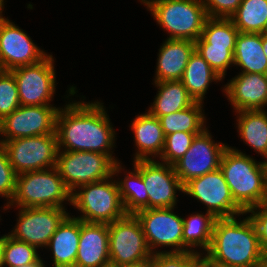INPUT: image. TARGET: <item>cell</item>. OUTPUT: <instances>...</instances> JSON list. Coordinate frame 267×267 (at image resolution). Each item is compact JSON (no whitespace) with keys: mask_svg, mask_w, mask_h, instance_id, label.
Masks as SVG:
<instances>
[{"mask_svg":"<svg viewBox=\"0 0 267 267\" xmlns=\"http://www.w3.org/2000/svg\"><path fill=\"white\" fill-rule=\"evenodd\" d=\"M56 105L20 106L0 121V145L7 140L56 134Z\"/></svg>","mask_w":267,"mask_h":267,"instance_id":"cell-14","label":"cell"},{"mask_svg":"<svg viewBox=\"0 0 267 267\" xmlns=\"http://www.w3.org/2000/svg\"><path fill=\"white\" fill-rule=\"evenodd\" d=\"M158 89L153 103L146 111L159 118L190 107L195 100L180 80L153 82Z\"/></svg>","mask_w":267,"mask_h":267,"instance_id":"cell-23","label":"cell"},{"mask_svg":"<svg viewBox=\"0 0 267 267\" xmlns=\"http://www.w3.org/2000/svg\"><path fill=\"white\" fill-rule=\"evenodd\" d=\"M1 221V216H0ZM0 267H2V235L0 236Z\"/></svg>","mask_w":267,"mask_h":267,"instance_id":"cell-45","label":"cell"},{"mask_svg":"<svg viewBox=\"0 0 267 267\" xmlns=\"http://www.w3.org/2000/svg\"><path fill=\"white\" fill-rule=\"evenodd\" d=\"M82 99L78 102L69 100L57 113L59 151L98 152L110 156L116 163L119 162L113 156L116 131L104 103L98 100L86 102L84 96Z\"/></svg>","mask_w":267,"mask_h":267,"instance_id":"cell-1","label":"cell"},{"mask_svg":"<svg viewBox=\"0 0 267 267\" xmlns=\"http://www.w3.org/2000/svg\"><path fill=\"white\" fill-rule=\"evenodd\" d=\"M262 205L264 207H267V179H266V187H265V197H264V200L262 202Z\"/></svg>","mask_w":267,"mask_h":267,"instance_id":"cell-46","label":"cell"},{"mask_svg":"<svg viewBox=\"0 0 267 267\" xmlns=\"http://www.w3.org/2000/svg\"><path fill=\"white\" fill-rule=\"evenodd\" d=\"M17 173L9 162L6 150L0 145V197L7 201L8 205L15 193Z\"/></svg>","mask_w":267,"mask_h":267,"instance_id":"cell-37","label":"cell"},{"mask_svg":"<svg viewBox=\"0 0 267 267\" xmlns=\"http://www.w3.org/2000/svg\"><path fill=\"white\" fill-rule=\"evenodd\" d=\"M227 147L225 143L213 140L207 126L202 133L195 136L188 151L173 165L181 184L184 186L191 179L218 170Z\"/></svg>","mask_w":267,"mask_h":267,"instance_id":"cell-16","label":"cell"},{"mask_svg":"<svg viewBox=\"0 0 267 267\" xmlns=\"http://www.w3.org/2000/svg\"><path fill=\"white\" fill-rule=\"evenodd\" d=\"M262 47L263 52L267 58V33H262Z\"/></svg>","mask_w":267,"mask_h":267,"instance_id":"cell-43","label":"cell"},{"mask_svg":"<svg viewBox=\"0 0 267 267\" xmlns=\"http://www.w3.org/2000/svg\"><path fill=\"white\" fill-rule=\"evenodd\" d=\"M20 106L15 77L10 71H0V121Z\"/></svg>","mask_w":267,"mask_h":267,"instance_id":"cell-35","label":"cell"},{"mask_svg":"<svg viewBox=\"0 0 267 267\" xmlns=\"http://www.w3.org/2000/svg\"><path fill=\"white\" fill-rule=\"evenodd\" d=\"M223 85L233 112L263 110L267 106V74L239 72Z\"/></svg>","mask_w":267,"mask_h":267,"instance_id":"cell-18","label":"cell"},{"mask_svg":"<svg viewBox=\"0 0 267 267\" xmlns=\"http://www.w3.org/2000/svg\"><path fill=\"white\" fill-rule=\"evenodd\" d=\"M1 145L17 174L56 166L59 151L57 134L16 138L4 141Z\"/></svg>","mask_w":267,"mask_h":267,"instance_id":"cell-8","label":"cell"},{"mask_svg":"<svg viewBox=\"0 0 267 267\" xmlns=\"http://www.w3.org/2000/svg\"><path fill=\"white\" fill-rule=\"evenodd\" d=\"M258 267H267V255L264 256L263 260L258 265Z\"/></svg>","mask_w":267,"mask_h":267,"instance_id":"cell-47","label":"cell"},{"mask_svg":"<svg viewBox=\"0 0 267 267\" xmlns=\"http://www.w3.org/2000/svg\"><path fill=\"white\" fill-rule=\"evenodd\" d=\"M68 203H67V202ZM71 205V192L55 167L17 175L15 193L3 211L13 207L37 208Z\"/></svg>","mask_w":267,"mask_h":267,"instance_id":"cell-5","label":"cell"},{"mask_svg":"<svg viewBox=\"0 0 267 267\" xmlns=\"http://www.w3.org/2000/svg\"><path fill=\"white\" fill-rule=\"evenodd\" d=\"M194 213L192 212L187 218H182L183 252H196L203 255L210 247L213 228L217 218L207 211L205 214L204 212Z\"/></svg>","mask_w":267,"mask_h":267,"instance_id":"cell-27","label":"cell"},{"mask_svg":"<svg viewBox=\"0 0 267 267\" xmlns=\"http://www.w3.org/2000/svg\"><path fill=\"white\" fill-rule=\"evenodd\" d=\"M195 267H220L217 264L212 263L204 255L196 262Z\"/></svg>","mask_w":267,"mask_h":267,"instance_id":"cell-40","label":"cell"},{"mask_svg":"<svg viewBox=\"0 0 267 267\" xmlns=\"http://www.w3.org/2000/svg\"><path fill=\"white\" fill-rule=\"evenodd\" d=\"M49 54L34 65L18 67L10 72L15 77L22 106L54 105L56 93L55 59Z\"/></svg>","mask_w":267,"mask_h":267,"instance_id":"cell-12","label":"cell"},{"mask_svg":"<svg viewBox=\"0 0 267 267\" xmlns=\"http://www.w3.org/2000/svg\"><path fill=\"white\" fill-rule=\"evenodd\" d=\"M229 19L239 32L267 33V0H242Z\"/></svg>","mask_w":267,"mask_h":267,"instance_id":"cell-29","label":"cell"},{"mask_svg":"<svg viewBox=\"0 0 267 267\" xmlns=\"http://www.w3.org/2000/svg\"><path fill=\"white\" fill-rule=\"evenodd\" d=\"M233 66L240 67L244 73L267 74V58L263 52L262 34L239 32Z\"/></svg>","mask_w":267,"mask_h":267,"instance_id":"cell-25","label":"cell"},{"mask_svg":"<svg viewBox=\"0 0 267 267\" xmlns=\"http://www.w3.org/2000/svg\"><path fill=\"white\" fill-rule=\"evenodd\" d=\"M100 267H119L111 262L107 263V264H104V265H101Z\"/></svg>","mask_w":267,"mask_h":267,"instance_id":"cell-48","label":"cell"},{"mask_svg":"<svg viewBox=\"0 0 267 267\" xmlns=\"http://www.w3.org/2000/svg\"><path fill=\"white\" fill-rule=\"evenodd\" d=\"M245 213L253 221L261 249L264 255H267V207L261 204L248 209Z\"/></svg>","mask_w":267,"mask_h":267,"instance_id":"cell-39","label":"cell"},{"mask_svg":"<svg viewBox=\"0 0 267 267\" xmlns=\"http://www.w3.org/2000/svg\"><path fill=\"white\" fill-rule=\"evenodd\" d=\"M195 51V42L167 39L160 45L154 82L181 80L190 56Z\"/></svg>","mask_w":267,"mask_h":267,"instance_id":"cell-21","label":"cell"},{"mask_svg":"<svg viewBox=\"0 0 267 267\" xmlns=\"http://www.w3.org/2000/svg\"><path fill=\"white\" fill-rule=\"evenodd\" d=\"M175 208H149L134 214L141 224L152 254L183 252V217L174 212ZM163 247L171 248L160 251Z\"/></svg>","mask_w":267,"mask_h":267,"instance_id":"cell-9","label":"cell"},{"mask_svg":"<svg viewBox=\"0 0 267 267\" xmlns=\"http://www.w3.org/2000/svg\"><path fill=\"white\" fill-rule=\"evenodd\" d=\"M119 267H150V259L136 264L122 265Z\"/></svg>","mask_w":267,"mask_h":267,"instance_id":"cell-42","label":"cell"},{"mask_svg":"<svg viewBox=\"0 0 267 267\" xmlns=\"http://www.w3.org/2000/svg\"><path fill=\"white\" fill-rule=\"evenodd\" d=\"M242 0H202L210 18H230Z\"/></svg>","mask_w":267,"mask_h":267,"instance_id":"cell-38","label":"cell"},{"mask_svg":"<svg viewBox=\"0 0 267 267\" xmlns=\"http://www.w3.org/2000/svg\"><path fill=\"white\" fill-rule=\"evenodd\" d=\"M133 168L130 172L126 169L124 178L116 180L127 214H135L140 210L148 209L149 195L142 174L135 166Z\"/></svg>","mask_w":267,"mask_h":267,"instance_id":"cell-30","label":"cell"},{"mask_svg":"<svg viewBox=\"0 0 267 267\" xmlns=\"http://www.w3.org/2000/svg\"><path fill=\"white\" fill-rule=\"evenodd\" d=\"M183 193L205 205L216 218L247 215L235 202L220 168L191 179L183 186Z\"/></svg>","mask_w":267,"mask_h":267,"instance_id":"cell-11","label":"cell"},{"mask_svg":"<svg viewBox=\"0 0 267 267\" xmlns=\"http://www.w3.org/2000/svg\"><path fill=\"white\" fill-rule=\"evenodd\" d=\"M106 223L80 220L79 246L74 267H100L110 262Z\"/></svg>","mask_w":267,"mask_h":267,"instance_id":"cell-19","label":"cell"},{"mask_svg":"<svg viewBox=\"0 0 267 267\" xmlns=\"http://www.w3.org/2000/svg\"><path fill=\"white\" fill-rule=\"evenodd\" d=\"M17 210V223L8 235L42 250L43 247L46 249L62 221L71 214L67 208L60 207L17 208Z\"/></svg>","mask_w":267,"mask_h":267,"instance_id":"cell-13","label":"cell"},{"mask_svg":"<svg viewBox=\"0 0 267 267\" xmlns=\"http://www.w3.org/2000/svg\"><path fill=\"white\" fill-rule=\"evenodd\" d=\"M35 246L16 240L8 234L2 236V267H19L36 262L41 256Z\"/></svg>","mask_w":267,"mask_h":267,"instance_id":"cell-31","label":"cell"},{"mask_svg":"<svg viewBox=\"0 0 267 267\" xmlns=\"http://www.w3.org/2000/svg\"><path fill=\"white\" fill-rule=\"evenodd\" d=\"M132 162V165L142 174L149 195L148 209L175 207L179 201L176 193L177 191L183 193V185L174 167L158 159Z\"/></svg>","mask_w":267,"mask_h":267,"instance_id":"cell-15","label":"cell"},{"mask_svg":"<svg viewBox=\"0 0 267 267\" xmlns=\"http://www.w3.org/2000/svg\"><path fill=\"white\" fill-rule=\"evenodd\" d=\"M265 161V165H266V169H267V159L266 160H264ZM267 179V178H266Z\"/></svg>","mask_w":267,"mask_h":267,"instance_id":"cell-49","label":"cell"},{"mask_svg":"<svg viewBox=\"0 0 267 267\" xmlns=\"http://www.w3.org/2000/svg\"><path fill=\"white\" fill-rule=\"evenodd\" d=\"M158 26L169 34L167 39L195 42L209 18L202 0H139Z\"/></svg>","mask_w":267,"mask_h":267,"instance_id":"cell-6","label":"cell"},{"mask_svg":"<svg viewBox=\"0 0 267 267\" xmlns=\"http://www.w3.org/2000/svg\"><path fill=\"white\" fill-rule=\"evenodd\" d=\"M203 107L202 102L195 101L190 107L160 116L158 119L164 135L175 132L202 133L207 128Z\"/></svg>","mask_w":267,"mask_h":267,"instance_id":"cell-28","label":"cell"},{"mask_svg":"<svg viewBox=\"0 0 267 267\" xmlns=\"http://www.w3.org/2000/svg\"><path fill=\"white\" fill-rule=\"evenodd\" d=\"M217 218L209 249L203 254L220 267H258L264 258L253 221L247 215Z\"/></svg>","mask_w":267,"mask_h":267,"instance_id":"cell-2","label":"cell"},{"mask_svg":"<svg viewBox=\"0 0 267 267\" xmlns=\"http://www.w3.org/2000/svg\"><path fill=\"white\" fill-rule=\"evenodd\" d=\"M80 238V219L70 214L52 235L46 248L52 251L53 267H74Z\"/></svg>","mask_w":267,"mask_h":267,"instance_id":"cell-22","label":"cell"},{"mask_svg":"<svg viewBox=\"0 0 267 267\" xmlns=\"http://www.w3.org/2000/svg\"><path fill=\"white\" fill-rule=\"evenodd\" d=\"M133 132L134 145L137 148L133 161L154 160L161 156L165 143V135L157 117L148 111L136 115L130 126Z\"/></svg>","mask_w":267,"mask_h":267,"instance_id":"cell-20","label":"cell"},{"mask_svg":"<svg viewBox=\"0 0 267 267\" xmlns=\"http://www.w3.org/2000/svg\"><path fill=\"white\" fill-rule=\"evenodd\" d=\"M116 162L108 155L90 151H58L56 166L72 193L78 187L113 176Z\"/></svg>","mask_w":267,"mask_h":267,"instance_id":"cell-7","label":"cell"},{"mask_svg":"<svg viewBox=\"0 0 267 267\" xmlns=\"http://www.w3.org/2000/svg\"><path fill=\"white\" fill-rule=\"evenodd\" d=\"M195 50L223 79H225L227 69L234 65L235 47L212 46L199 37L195 41Z\"/></svg>","mask_w":267,"mask_h":267,"instance_id":"cell-33","label":"cell"},{"mask_svg":"<svg viewBox=\"0 0 267 267\" xmlns=\"http://www.w3.org/2000/svg\"><path fill=\"white\" fill-rule=\"evenodd\" d=\"M219 168L233 199L245 212L262 204L267 178L264 160L258 162L253 156L228 145L222 154Z\"/></svg>","mask_w":267,"mask_h":267,"instance_id":"cell-3","label":"cell"},{"mask_svg":"<svg viewBox=\"0 0 267 267\" xmlns=\"http://www.w3.org/2000/svg\"><path fill=\"white\" fill-rule=\"evenodd\" d=\"M49 53L41 50L31 37L8 17L0 23V70L11 71L18 67L34 65Z\"/></svg>","mask_w":267,"mask_h":267,"instance_id":"cell-17","label":"cell"},{"mask_svg":"<svg viewBox=\"0 0 267 267\" xmlns=\"http://www.w3.org/2000/svg\"><path fill=\"white\" fill-rule=\"evenodd\" d=\"M198 134L200 133L175 132L166 135L163 151L158 159L173 166L188 151Z\"/></svg>","mask_w":267,"mask_h":267,"instance_id":"cell-34","label":"cell"},{"mask_svg":"<svg viewBox=\"0 0 267 267\" xmlns=\"http://www.w3.org/2000/svg\"><path fill=\"white\" fill-rule=\"evenodd\" d=\"M203 255L196 252H160L150 257V267H195Z\"/></svg>","mask_w":267,"mask_h":267,"instance_id":"cell-36","label":"cell"},{"mask_svg":"<svg viewBox=\"0 0 267 267\" xmlns=\"http://www.w3.org/2000/svg\"><path fill=\"white\" fill-rule=\"evenodd\" d=\"M236 127L240 138L245 144L267 159V111L247 110L235 112Z\"/></svg>","mask_w":267,"mask_h":267,"instance_id":"cell-24","label":"cell"},{"mask_svg":"<svg viewBox=\"0 0 267 267\" xmlns=\"http://www.w3.org/2000/svg\"><path fill=\"white\" fill-rule=\"evenodd\" d=\"M5 0H0V23L2 22V20L5 18V16L2 14L3 10H4V6H5Z\"/></svg>","mask_w":267,"mask_h":267,"instance_id":"cell-44","label":"cell"},{"mask_svg":"<svg viewBox=\"0 0 267 267\" xmlns=\"http://www.w3.org/2000/svg\"><path fill=\"white\" fill-rule=\"evenodd\" d=\"M122 167L121 161L117 162L113 176L82 185L71 193V205L80 212L76 218L87 223L109 224L127 215L115 177L124 171Z\"/></svg>","mask_w":267,"mask_h":267,"instance_id":"cell-4","label":"cell"},{"mask_svg":"<svg viewBox=\"0 0 267 267\" xmlns=\"http://www.w3.org/2000/svg\"><path fill=\"white\" fill-rule=\"evenodd\" d=\"M238 29L229 18H208L201 38L212 46L235 47Z\"/></svg>","mask_w":267,"mask_h":267,"instance_id":"cell-32","label":"cell"},{"mask_svg":"<svg viewBox=\"0 0 267 267\" xmlns=\"http://www.w3.org/2000/svg\"><path fill=\"white\" fill-rule=\"evenodd\" d=\"M47 265H45V260H43V258H39L36 262L28 264V265H22L19 267H46Z\"/></svg>","mask_w":267,"mask_h":267,"instance_id":"cell-41","label":"cell"},{"mask_svg":"<svg viewBox=\"0 0 267 267\" xmlns=\"http://www.w3.org/2000/svg\"><path fill=\"white\" fill-rule=\"evenodd\" d=\"M110 262L117 265L136 264L150 259V251L141 224L134 214L108 224Z\"/></svg>","mask_w":267,"mask_h":267,"instance_id":"cell-10","label":"cell"},{"mask_svg":"<svg viewBox=\"0 0 267 267\" xmlns=\"http://www.w3.org/2000/svg\"><path fill=\"white\" fill-rule=\"evenodd\" d=\"M222 80L224 79L195 50L189 58L180 81L195 101L204 103L209 86L213 82L215 84Z\"/></svg>","mask_w":267,"mask_h":267,"instance_id":"cell-26","label":"cell"}]
</instances>
